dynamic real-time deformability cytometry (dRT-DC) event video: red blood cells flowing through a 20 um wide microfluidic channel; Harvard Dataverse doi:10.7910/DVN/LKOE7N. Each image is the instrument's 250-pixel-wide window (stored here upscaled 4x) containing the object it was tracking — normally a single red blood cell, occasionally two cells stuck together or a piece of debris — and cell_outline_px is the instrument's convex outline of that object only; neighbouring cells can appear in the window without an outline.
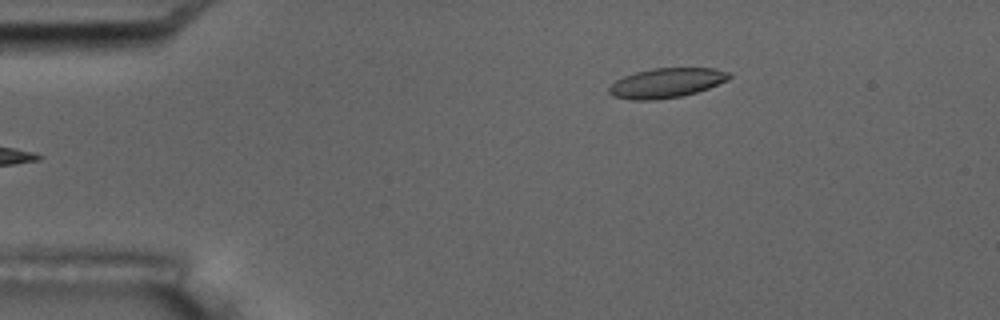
{"species": "common noctule bat (a hibernating species)", "species_latin": "Nyctalus noctula", "temperature_condition": "room temperature", "stored_images_in_passage": 4, "camera_frame_rate_fps": 3000, "um_per_image_px": 0.085, "animal": {"sex": "male", "body_mass_g": 17.5, "forearm_length_mm": 52.3}, "frame": {"image": 1, "passage_image": 4, "time_ms": 4.333, "image_size_px": [1000, 320], "cell_outline_px": [[732, 76], [728, 80], [708, 88], [696, 92], [680, 96], [652, 100], [632, 100], [612, 96], [608, 92], [608, 88], [616, 80], [624, 76], [636, 72], [652, 68], [716, 68], [732, 72]], "centroid_in_image_um": [56.67, 7.04], "position_along_channel_um": 28.3, "area_um2": 20.81}}